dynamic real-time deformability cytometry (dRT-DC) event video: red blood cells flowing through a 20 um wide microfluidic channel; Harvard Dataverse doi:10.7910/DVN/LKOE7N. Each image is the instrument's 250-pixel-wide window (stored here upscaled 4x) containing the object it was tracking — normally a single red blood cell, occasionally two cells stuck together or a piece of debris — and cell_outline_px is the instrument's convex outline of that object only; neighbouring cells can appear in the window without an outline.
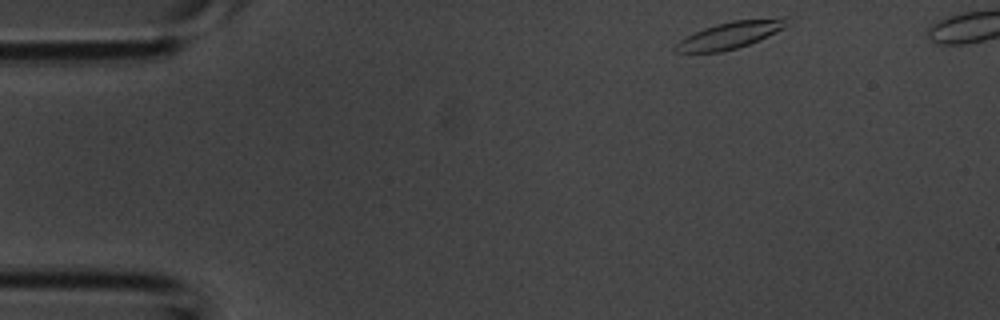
{"species": "common noctule bat (a hibernating species)", "species_latin": "Nyctalus noctula", "temperature_condition": "room temperature", "stored_images_in_passage": 35, "camera_frame_rate_fps": 3000, "um_per_image_px": 0.085, "animal": {"sex": "male", "body_mass_g": 20.1, "forearm_length_mm": 53.5}, "frame": {"image": 1, "passage_image": 1, "time_ms": 0.0, "image_size_px": [1000, 320], "cell_outline_px": [[788, 24], [748, 44], [736, 48], [720, 52], [676, 52], [672, 48], [680, 40], [704, 28], [716, 24], [732, 20], [784, 16], [788, 16]], "centroid_in_image_um": [62.04, 2.95], "position_along_channel_um": 23.0, "area_um2": 17.11}}
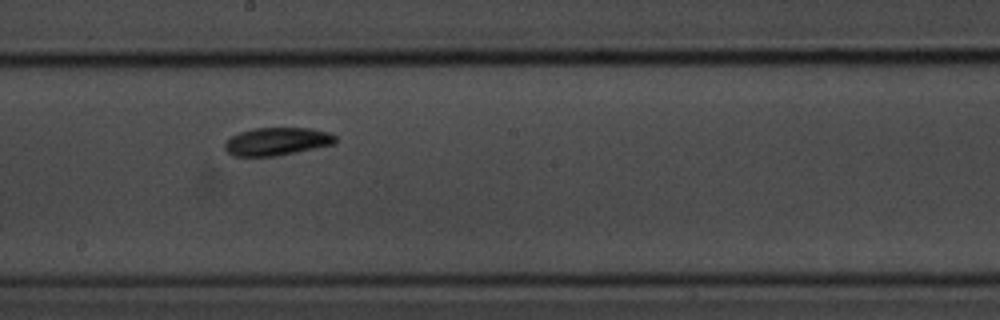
{"frame": {"image": 2, "passage_image": 19, "time_ms": 6.0, "image_size_px": [1000, 320], "cell_outline_px": [[336, 144], [276, 156], [232, 156], [224, 148], [224, 144], [232, 136], [240, 132], [256, 128], [312, 128], [328, 132], [336, 136]], "centroid_in_image_um": [23.57, 12.02], "position_along_channel_um": 224.6, "area_um2": 17.98}}
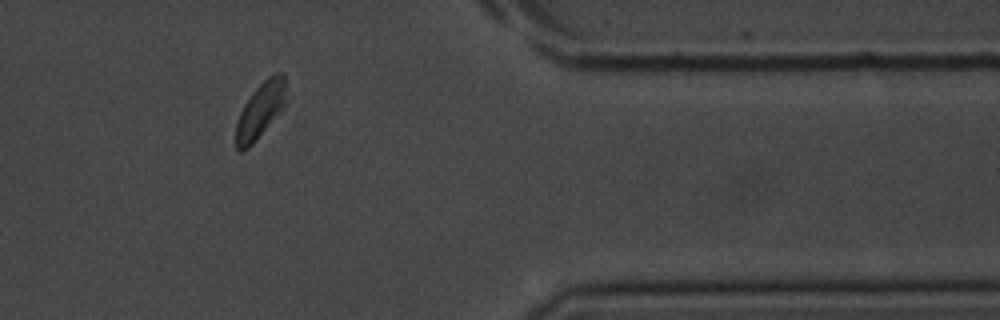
{"frame": {"image": 3, "passage_image": 31, "time_ms": 10.0, "image_size_px": [1000, 320], "cell_outline_px": [[284, 108], [252, 144], [244, 152], [240, 152], [236, 148], [236, 124], [240, 112], [244, 104], [252, 92], [272, 72], [280, 72], [284, 76]], "centroid_in_image_um": [22.1, 9.39], "position_along_channel_um": 389.3, "area_um2": 16.07}}